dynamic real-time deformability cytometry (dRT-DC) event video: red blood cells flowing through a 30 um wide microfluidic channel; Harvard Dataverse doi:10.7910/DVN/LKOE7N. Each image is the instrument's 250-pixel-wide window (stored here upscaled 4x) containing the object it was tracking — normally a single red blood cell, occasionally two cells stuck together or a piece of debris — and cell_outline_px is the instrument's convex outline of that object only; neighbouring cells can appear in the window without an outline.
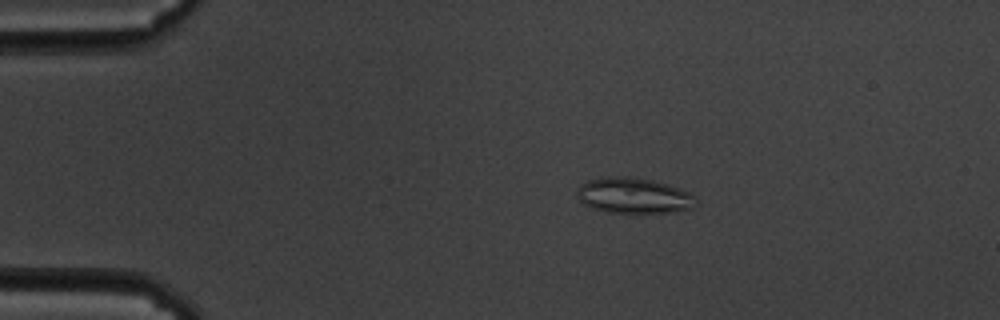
{"species": "common noctule bat (a hibernating species)", "species_latin": "Nyctalus noctula", "temperature_condition": "cold", "stored_images_in_passage": 59, "camera_frame_rate_fps": 3000, "um_per_image_px": 0.085, "animal": {"sex": "male", "body_mass_g": 19.5, "forearm_length_mm": 54.6}, "frame": {"image": 1, "passage_image": 11, "time_ms": 3.333, "image_size_px": [1000, 320], "cell_outline_px": [[696, 204], [692, 208], [668, 212], [604, 212], [592, 208], [584, 204], [580, 200], [576, 192], [576, 188], [580, 184], [588, 180], [620, 176], [628, 176], [652, 180], [668, 184], [688, 192], [696, 200]], "centroid_in_image_um": [53.82, 16.62], "position_along_channel_um": 31.2, "area_um2": 24.39}}
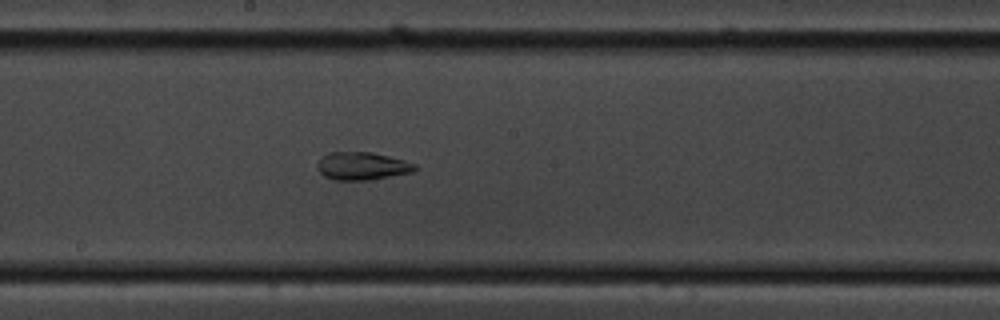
{"frame": {"image": 2, "passage_image": 32, "time_ms": 10.333, "image_size_px": [1000, 320], "cell_outline_px": [[416, 168], [412, 172], [368, 180], [336, 180], [324, 176], [316, 168], [316, 164], [320, 156], [328, 152], [372, 152], [404, 160], [416, 164]], "centroid_in_image_um": [30.72, 14.1], "position_along_channel_um": 217.5, "area_um2": 15.9}}
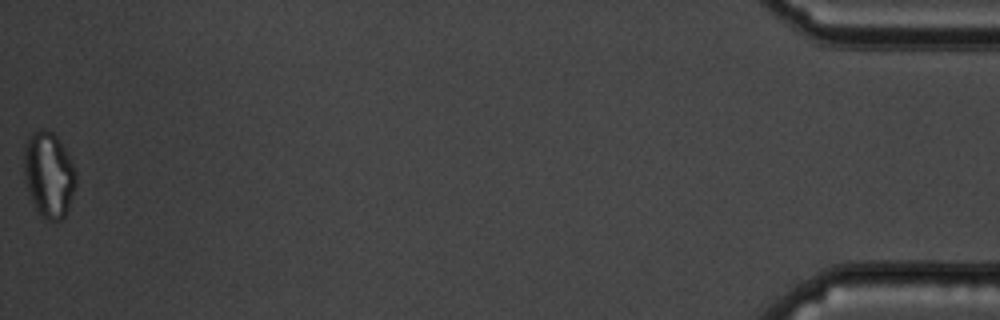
{"frame": {"image": 3, "passage_image": 59, "time_ms": 19.333, "image_size_px": [1000, 320], "cell_outline_px": [[76, 184], [68, 208], [64, 216], [60, 220], [48, 220], [36, 212], [28, 192], [24, 180], [24, 144], [40, 128], [52, 132], [56, 136], [72, 160], [76, 172]], "centroid_in_image_um": [4.14, 14.87], "position_along_channel_um": 431.1, "area_um2": 25.84}, "authors_computed_cell_mechanics": {"area_um2": 22.3686, "velocity_mm_per_s": 3.4015, "shape_relaxation_time_tau1_ms": null, "shape_relaxation_time_tau2_ms": 2.2803, "deformation_change_tau1": null, "deformation_change_tau2": 0.0704}}